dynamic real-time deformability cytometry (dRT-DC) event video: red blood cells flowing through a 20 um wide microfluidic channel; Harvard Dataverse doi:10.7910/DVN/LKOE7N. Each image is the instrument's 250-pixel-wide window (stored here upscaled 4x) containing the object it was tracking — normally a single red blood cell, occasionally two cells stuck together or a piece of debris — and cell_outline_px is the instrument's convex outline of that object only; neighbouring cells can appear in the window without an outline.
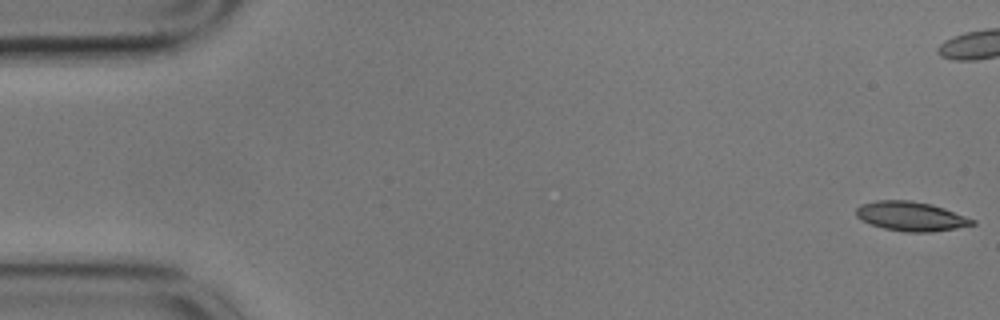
{"species": "common noctule bat (a hibernating species)", "species_latin": "Nyctalus noctula", "temperature_condition": "cold", "stored_images_in_passage": 57, "camera_frame_rate_fps": 3000, "um_per_image_px": 0.085, "animal": {"sex": "male", "body_mass_g": 17.9}, "frame": {"image": 1, "passage_image": 1, "time_ms": 0.0, "image_size_px": [1000, 320], "cell_outline_px": [[976, 224], [956, 228], [932, 232], [904, 232], [884, 228], [872, 224], [856, 216], [856, 208], [860, 204], [876, 200], [908, 200], [932, 204], [944, 208], [976, 220]], "centroid_in_image_um": [77.44, 18.38], "position_along_channel_um": 7.6, "area_um2": 19.83}}
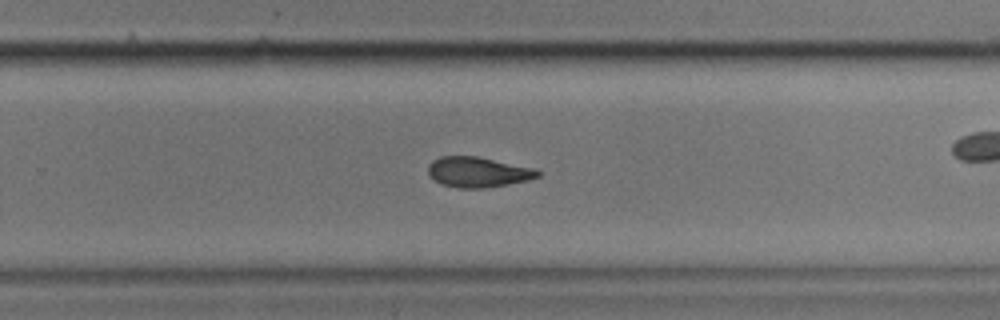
{"frame": {"image": 2, "passage_image": 36, "time_ms": 11.667, "image_size_px": [1000, 320], "cell_outline_px": [[540, 176], [528, 180], [508, 184], [484, 188], [456, 188], [432, 180], [428, 176], [428, 164], [432, 160], [440, 156], [476, 156], [536, 168], [540, 172]], "centroid_in_image_um": [40.6, 14.62], "position_along_channel_um": 289.2, "area_um2": 19.54}}
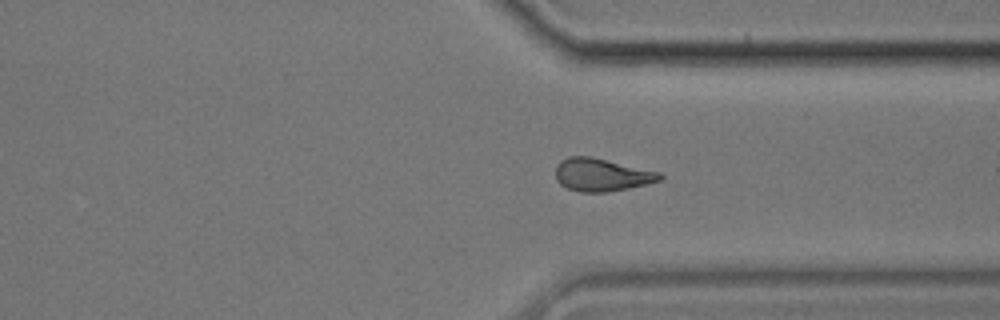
{"frame": {"image": 3, "passage_image": 42, "time_ms": 13.667, "image_size_px": [1000, 320], "cell_outline_px": [[664, 180], [628, 188], [608, 192], [580, 192], [568, 188], [560, 184], [556, 180], [556, 164], [560, 160], [568, 156], [588, 156], [660, 172], [664, 176]], "centroid_in_image_um": [51.14, 14.86], "position_along_channel_um": 360.3, "area_um2": 19.94}, "authors_computed_cell_mechanics": {"area_um2": 20.0566, "velocity_mm_per_s": 3.5482, "shape_relaxation_time_tau1_ms": 7.3313, "shape_relaxation_time_tau2_ms": 10.8187, "deformation_change_tau1": 0.1888, "deformation_change_tau2": 0.2069}}